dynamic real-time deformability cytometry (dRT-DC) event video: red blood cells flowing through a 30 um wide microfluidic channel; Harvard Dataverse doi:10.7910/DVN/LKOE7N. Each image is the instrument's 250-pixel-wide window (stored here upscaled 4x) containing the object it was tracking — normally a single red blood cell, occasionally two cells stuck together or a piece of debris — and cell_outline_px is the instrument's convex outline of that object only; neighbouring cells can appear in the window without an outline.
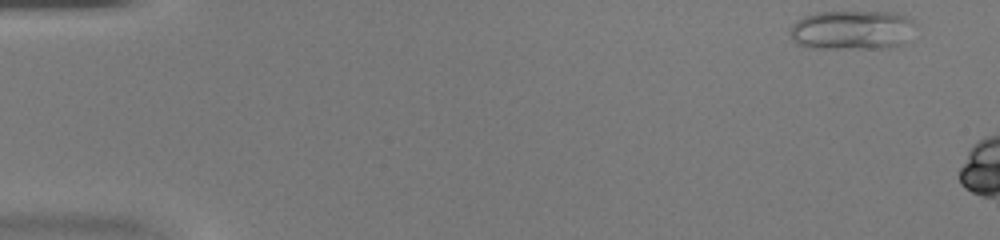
{"species": "common noctule bat (a hibernating species)", "species_latin": "Nyctalus noctula", "temperature_condition": "warm", "stored_images_in_passage": 10, "camera_frame_rate_fps": 3000, "um_per_image_px": 0.085, "animal": {"sex": "female", "body_mass_g": 20.0, "forearm_length_mm": 54.0}, "frame": {"image": 1, "passage_image": 1, "time_ms": 0.0, "image_size_px": [1000, 240], "cell_outline_px": [[912, 24], [904, 44], [892, 48], [804, 48], [796, 44], [792, 40], [792, 24], [796, 20], [804, 16], [816, 12], [896, 12], [912, 20]], "centroid_in_image_um": [72.36, 2.56], "position_along_channel_um": 12.6, "area_um2": 28.67}}